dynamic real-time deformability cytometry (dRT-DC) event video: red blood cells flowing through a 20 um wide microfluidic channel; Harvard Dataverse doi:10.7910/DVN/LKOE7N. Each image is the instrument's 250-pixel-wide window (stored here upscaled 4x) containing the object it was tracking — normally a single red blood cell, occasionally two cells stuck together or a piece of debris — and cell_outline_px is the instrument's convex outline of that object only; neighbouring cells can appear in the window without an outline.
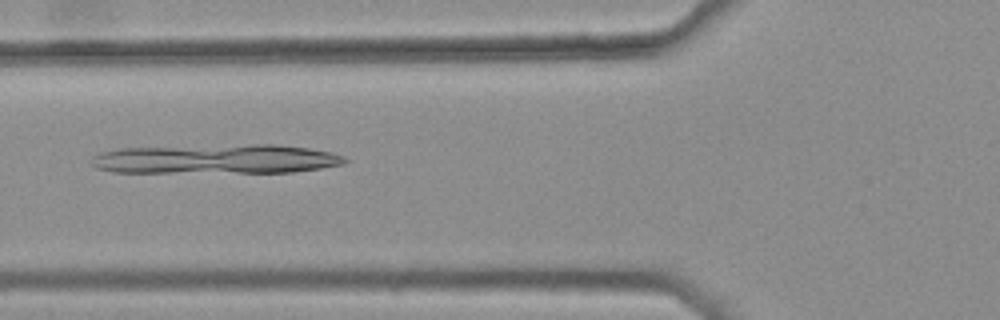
{"species": "common noctule bat (a hibernating species)", "species_latin": "Nyctalus noctula", "temperature_condition": "warm", "stored_images_in_passage": 46, "camera_frame_rate_fps": 3000, "um_per_image_px": 0.085, "animal": {"sex": "female", "body_mass_g": 25.1}, "frame": {"image": 1, "passage_image": 19, "time_ms": 6.0, "image_size_px": [1000, 320], "cell_outline_px": [[348, 160], [344, 164], [320, 168], [292, 172], [112, 172], [96, 168], [88, 160], [92, 156], [100, 152], [116, 148], [252, 144], [276, 144], [308, 148], [332, 152], [344, 156]], "centroid_in_image_um": [18.34, 13.51], "position_along_channel_um": 107.5, "area_um2": 43.75}}
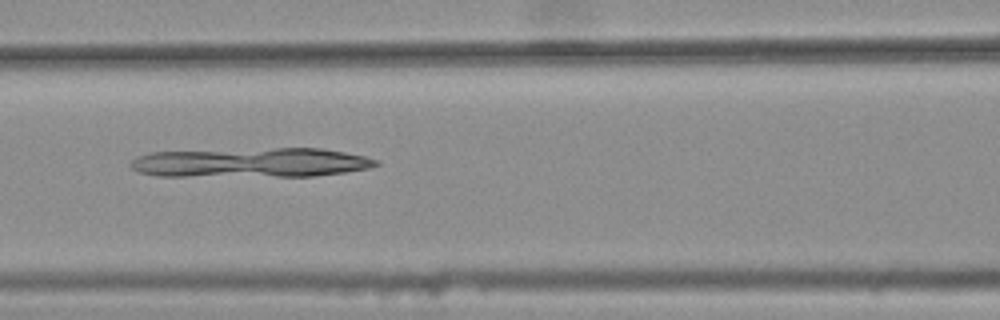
{"frame": {"image": 2, "passage_image": 22, "time_ms": 7.0, "image_size_px": [1000, 320], "cell_outline_px": [[380, 164], [368, 168], [344, 172], [316, 176], [156, 176], [136, 172], [128, 164], [136, 156], [148, 152], [276, 148], [320, 148], [344, 152], [364, 156], [380, 160]], "centroid_in_image_um": [21.29, 13.82], "position_along_channel_um": 145.3, "area_um2": 42.48}}
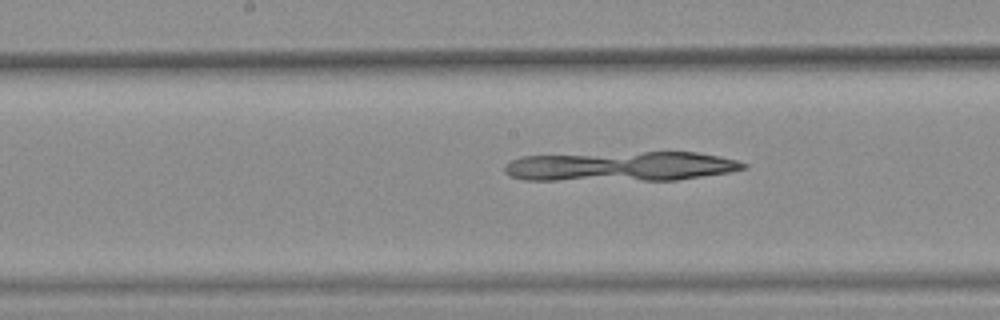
{"frame": {"image": 3, "passage_image": 26, "time_ms": 8.333, "image_size_px": [1000, 320], "cell_outline_px": [[748, 168], [728, 172], [676, 180], [524, 180], [508, 176], [504, 172], [504, 164], [512, 160], [524, 156], [644, 152], [696, 152], [720, 156], [736, 160], [748, 164]], "centroid_in_image_um": [52.77, 14.15], "position_along_channel_um": 195.4, "area_um2": 41.27}}